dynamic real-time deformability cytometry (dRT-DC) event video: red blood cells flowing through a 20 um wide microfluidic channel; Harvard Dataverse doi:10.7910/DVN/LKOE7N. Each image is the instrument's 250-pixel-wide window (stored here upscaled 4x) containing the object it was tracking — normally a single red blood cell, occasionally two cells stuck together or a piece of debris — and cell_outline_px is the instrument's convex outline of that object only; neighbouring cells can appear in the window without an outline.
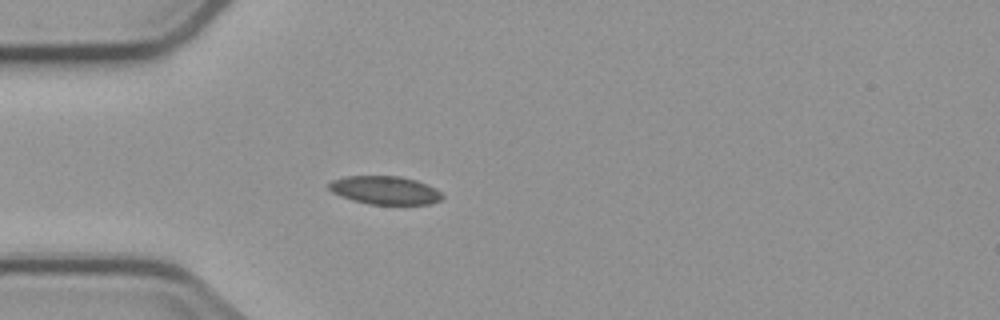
{"species": "common noctule bat (a hibernating species)", "species_latin": "Nyctalus noctula", "temperature_condition": "cold", "stored_images_in_passage": 2, "camera_frame_rate_fps": 3000, "um_per_image_px": 0.085, "animal": {"sex": "male", "body_mass_g": 23.1, "forearm_length_mm": 52.7}, "frame": {"image": 1, "passage_image": 2, "time_ms": 1.333, "image_size_px": [1000, 320], "cell_outline_px": [[444, 196], [440, 200], [432, 204], [368, 204], [352, 200], [340, 196], [332, 192], [328, 188], [328, 184], [332, 180], [344, 176], [400, 176], [416, 180], [428, 184], [436, 188]], "centroid_in_image_um": [32.72, 16.16], "position_along_channel_um": 52.3, "area_um2": 18.84}}